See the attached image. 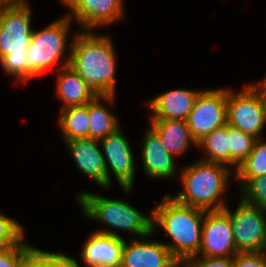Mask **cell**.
I'll return each mask as SVG.
<instances>
[{
  "label": "cell",
  "instance_id": "obj_32",
  "mask_svg": "<svg viewBox=\"0 0 266 267\" xmlns=\"http://www.w3.org/2000/svg\"><path fill=\"white\" fill-rule=\"evenodd\" d=\"M249 84L261 97V99L266 103V77L260 81V83H247Z\"/></svg>",
  "mask_w": 266,
  "mask_h": 267
},
{
  "label": "cell",
  "instance_id": "obj_18",
  "mask_svg": "<svg viewBox=\"0 0 266 267\" xmlns=\"http://www.w3.org/2000/svg\"><path fill=\"white\" fill-rule=\"evenodd\" d=\"M56 94L61 109L69 106L84 105L94 100L98 94L69 65L56 72Z\"/></svg>",
  "mask_w": 266,
  "mask_h": 267
},
{
  "label": "cell",
  "instance_id": "obj_14",
  "mask_svg": "<svg viewBox=\"0 0 266 267\" xmlns=\"http://www.w3.org/2000/svg\"><path fill=\"white\" fill-rule=\"evenodd\" d=\"M153 235L132 238L129 243L125 239L121 267H183L163 242L150 240Z\"/></svg>",
  "mask_w": 266,
  "mask_h": 267
},
{
  "label": "cell",
  "instance_id": "obj_4",
  "mask_svg": "<svg viewBox=\"0 0 266 267\" xmlns=\"http://www.w3.org/2000/svg\"><path fill=\"white\" fill-rule=\"evenodd\" d=\"M76 200L84 217L115 230L127 231L141 238L153 232L152 209L144 215L124 199H112L84 190L76 194Z\"/></svg>",
  "mask_w": 266,
  "mask_h": 267
},
{
  "label": "cell",
  "instance_id": "obj_26",
  "mask_svg": "<svg viewBox=\"0 0 266 267\" xmlns=\"http://www.w3.org/2000/svg\"><path fill=\"white\" fill-rule=\"evenodd\" d=\"M34 248L23 238L16 246L1 250L0 267H27Z\"/></svg>",
  "mask_w": 266,
  "mask_h": 267
},
{
  "label": "cell",
  "instance_id": "obj_13",
  "mask_svg": "<svg viewBox=\"0 0 266 267\" xmlns=\"http://www.w3.org/2000/svg\"><path fill=\"white\" fill-rule=\"evenodd\" d=\"M125 239L113 229L99 228L91 232L81 250L86 267H121Z\"/></svg>",
  "mask_w": 266,
  "mask_h": 267
},
{
  "label": "cell",
  "instance_id": "obj_3",
  "mask_svg": "<svg viewBox=\"0 0 266 267\" xmlns=\"http://www.w3.org/2000/svg\"><path fill=\"white\" fill-rule=\"evenodd\" d=\"M233 173L228 166L199 159L180 168L179 180L183 190L171 196L182 204L205 211L223 210L230 200L224 194L235 176Z\"/></svg>",
  "mask_w": 266,
  "mask_h": 267
},
{
  "label": "cell",
  "instance_id": "obj_6",
  "mask_svg": "<svg viewBox=\"0 0 266 267\" xmlns=\"http://www.w3.org/2000/svg\"><path fill=\"white\" fill-rule=\"evenodd\" d=\"M236 91L227 88V124L256 139L264 138L266 103L249 84Z\"/></svg>",
  "mask_w": 266,
  "mask_h": 267
},
{
  "label": "cell",
  "instance_id": "obj_29",
  "mask_svg": "<svg viewBox=\"0 0 266 267\" xmlns=\"http://www.w3.org/2000/svg\"><path fill=\"white\" fill-rule=\"evenodd\" d=\"M27 55H6L0 66L7 75L13 76L17 83L27 84Z\"/></svg>",
  "mask_w": 266,
  "mask_h": 267
},
{
  "label": "cell",
  "instance_id": "obj_2",
  "mask_svg": "<svg viewBox=\"0 0 266 267\" xmlns=\"http://www.w3.org/2000/svg\"><path fill=\"white\" fill-rule=\"evenodd\" d=\"M205 213L178 202L171 194H165L160 203L152 207L153 233L160 228L169 236L171 242L163 243L182 265L199 251Z\"/></svg>",
  "mask_w": 266,
  "mask_h": 267
},
{
  "label": "cell",
  "instance_id": "obj_17",
  "mask_svg": "<svg viewBox=\"0 0 266 267\" xmlns=\"http://www.w3.org/2000/svg\"><path fill=\"white\" fill-rule=\"evenodd\" d=\"M141 148L142 170L148 178L170 179L178 173L175 157L162 145L158 135L150 128L143 136ZM177 172V173H176Z\"/></svg>",
  "mask_w": 266,
  "mask_h": 267
},
{
  "label": "cell",
  "instance_id": "obj_22",
  "mask_svg": "<svg viewBox=\"0 0 266 267\" xmlns=\"http://www.w3.org/2000/svg\"><path fill=\"white\" fill-rule=\"evenodd\" d=\"M201 149V160L223 164L230 168L229 137L227 136V124L213 130L197 143V149Z\"/></svg>",
  "mask_w": 266,
  "mask_h": 267
},
{
  "label": "cell",
  "instance_id": "obj_28",
  "mask_svg": "<svg viewBox=\"0 0 266 267\" xmlns=\"http://www.w3.org/2000/svg\"><path fill=\"white\" fill-rule=\"evenodd\" d=\"M25 235L21 223L0 211V251L16 246Z\"/></svg>",
  "mask_w": 266,
  "mask_h": 267
},
{
  "label": "cell",
  "instance_id": "obj_8",
  "mask_svg": "<svg viewBox=\"0 0 266 267\" xmlns=\"http://www.w3.org/2000/svg\"><path fill=\"white\" fill-rule=\"evenodd\" d=\"M129 142L121 127L99 140L106 166L107 190L112 185L111 175L124 193L128 194L134 188L137 164Z\"/></svg>",
  "mask_w": 266,
  "mask_h": 267
},
{
  "label": "cell",
  "instance_id": "obj_20",
  "mask_svg": "<svg viewBox=\"0 0 266 267\" xmlns=\"http://www.w3.org/2000/svg\"><path fill=\"white\" fill-rule=\"evenodd\" d=\"M107 104L109 107L115 104V95H98L88 102L89 138L100 140L121 127L119 118Z\"/></svg>",
  "mask_w": 266,
  "mask_h": 267
},
{
  "label": "cell",
  "instance_id": "obj_15",
  "mask_svg": "<svg viewBox=\"0 0 266 267\" xmlns=\"http://www.w3.org/2000/svg\"><path fill=\"white\" fill-rule=\"evenodd\" d=\"M65 145L79 171L101 189H107L106 166L99 140L78 138L65 141Z\"/></svg>",
  "mask_w": 266,
  "mask_h": 267
},
{
  "label": "cell",
  "instance_id": "obj_7",
  "mask_svg": "<svg viewBox=\"0 0 266 267\" xmlns=\"http://www.w3.org/2000/svg\"><path fill=\"white\" fill-rule=\"evenodd\" d=\"M235 211L227 205L223 210L230 216L233 238L238 252H266V210L241 198Z\"/></svg>",
  "mask_w": 266,
  "mask_h": 267
},
{
  "label": "cell",
  "instance_id": "obj_33",
  "mask_svg": "<svg viewBox=\"0 0 266 267\" xmlns=\"http://www.w3.org/2000/svg\"><path fill=\"white\" fill-rule=\"evenodd\" d=\"M28 0H0V5L29 4Z\"/></svg>",
  "mask_w": 266,
  "mask_h": 267
},
{
  "label": "cell",
  "instance_id": "obj_19",
  "mask_svg": "<svg viewBox=\"0 0 266 267\" xmlns=\"http://www.w3.org/2000/svg\"><path fill=\"white\" fill-rule=\"evenodd\" d=\"M160 138L163 147L175 159L181 157L193 144V139L187 121L183 120H150L148 125Z\"/></svg>",
  "mask_w": 266,
  "mask_h": 267
},
{
  "label": "cell",
  "instance_id": "obj_25",
  "mask_svg": "<svg viewBox=\"0 0 266 267\" xmlns=\"http://www.w3.org/2000/svg\"><path fill=\"white\" fill-rule=\"evenodd\" d=\"M29 264L32 267H80L76 258L66 252H48L34 248Z\"/></svg>",
  "mask_w": 266,
  "mask_h": 267
},
{
  "label": "cell",
  "instance_id": "obj_5",
  "mask_svg": "<svg viewBox=\"0 0 266 267\" xmlns=\"http://www.w3.org/2000/svg\"><path fill=\"white\" fill-rule=\"evenodd\" d=\"M71 21L67 15H64L41 30L33 29L32 41L27 49V82L45 74L44 72L51 67H56L55 71H57L69 65L74 37L73 34L70 42L68 41Z\"/></svg>",
  "mask_w": 266,
  "mask_h": 267
},
{
  "label": "cell",
  "instance_id": "obj_9",
  "mask_svg": "<svg viewBox=\"0 0 266 267\" xmlns=\"http://www.w3.org/2000/svg\"><path fill=\"white\" fill-rule=\"evenodd\" d=\"M31 5H0V60L6 55H27L32 41Z\"/></svg>",
  "mask_w": 266,
  "mask_h": 267
},
{
  "label": "cell",
  "instance_id": "obj_10",
  "mask_svg": "<svg viewBox=\"0 0 266 267\" xmlns=\"http://www.w3.org/2000/svg\"><path fill=\"white\" fill-rule=\"evenodd\" d=\"M227 88L202 89L196 97L187 121L198 143L213 130L227 124Z\"/></svg>",
  "mask_w": 266,
  "mask_h": 267
},
{
  "label": "cell",
  "instance_id": "obj_24",
  "mask_svg": "<svg viewBox=\"0 0 266 267\" xmlns=\"http://www.w3.org/2000/svg\"><path fill=\"white\" fill-rule=\"evenodd\" d=\"M227 136L229 137L230 169L236 171L253 150L257 139L229 124H227Z\"/></svg>",
  "mask_w": 266,
  "mask_h": 267
},
{
  "label": "cell",
  "instance_id": "obj_21",
  "mask_svg": "<svg viewBox=\"0 0 266 267\" xmlns=\"http://www.w3.org/2000/svg\"><path fill=\"white\" fill-rule=\"evenodd\" d=\"M59 115L57 125L64 141L89 138L88 103L63 108Z\"/></svg>",
  "mask_w": 266,
  "mask_h": 267
},
{
  "label": "cell",
  "instance_id": "obj_31",
  "mask_svg": "<svg viewBox=\"0 0 266 267\" xmlns=\"http://www.w3.org/2000/svg\"><path fill=\"white\" fill-rule=\"evenodd\" d=\"M234 267H266V252H238Z\"/></svg>",
  "mask_w": 266,
  "mask_h": 267
},
{
  "label": "cell",
  "instance_id": "obj_16",
  "mask_svg": "<svg viewBox=\"0 0 266 267\" xmlns=\"http://www.w3.org/2000/svg\"><path fill=\"white\" fill-rule=\"evenodd\" d=\"M202 90H190L183 87L172 89L146 100L150 114L149 120L186 121L193 109L196 97Z\"/></svg>",
  "mask_w": 266,
  "mask_h": 267
},
{
  "label": "cell",
  "instance_id": "obj_30",
  "mask_svg": "<svg viewBox=\"0 0 266 267\" xmlns=\"http://www.w3.org/2000/svg\"><path fill=\"white\" fill-rule=\"evenodd\" d=\"M183 267H234V256H193L183 265Z\"/></svg>",
  "mask_w": 266,
  "mask_h": 267
},
{
  "label": "cell",
  "instance_id": "obj_11",
  "mask_svg": "<svg viewBox=\"0 0 266 267\" xmlns=\"http://www.w3.org/2000/svg\"><path fill=\"white\" fill-rule=\"evenodd\" d=\"M124 0H60L66 14L81 31H95L100 27H109L121 19H125ZM73 18V19H72ZM96 28V29H95Z\"/></svg>",
  "mask_w": 266,
  "mask_h": 267
},
{
  "label": "cell",
  "instance_id": "obj_27",
  "mask_svg": "<svg viewBox=\"0 0 266 267\" xmlns=\"http://www.w3.org/2000/svg\"><path fill=\"white\" fill-rule=\"evenodd\" d=\"M238 191L243 201L266 210V175L250 178Z\"/></svg>",
  "mask_w": 266,
  "mask_h": 267
},
{
  "label": "cell",
  "instance_id": "obj_1",
  "mask_svg": "<svg viewBox=\"0 0 266 267\" xmlns=\"http://www.w3.org/2000/svg\"><path fill=\"white\" fill-rule=\"evenodd\" d=\"M110 36L77 31L72 39L69 66L98 95L116 96L117 55Z\"/></svg>",
  "mask_w": 266,
  "mask_h": 267
},
{
  "label": "cell",
  "instance_id": "obj_12",
  "mask_svg": "<svg viewBox=\"0 0 266 267\" xmlns=\"http://www.w3.org/2000/svg\"><path fill=\"white\" fill-rule=\"evenodd\" d=\"M237 253L230 216L224 210L206 211L201 245L195 256L232 257Z\"/></svg>",
  "mask_w": 266,
  "mask_h": 267
},
{
  "label": "cell",
  "instance_id": "obj_23",
  "mask_svg": "<svg viewBox=\"0 0 266 267\" xmlns=\"http://www.w3.org/2000/svg\"><path fill=\"white\" fill-rule=\"evenodd\" d=\"M234 181L240 189L250 178L266 175V141L257 139L253 150L234 172Z\"/></svg>",
  "mask_w": 266,
  "mask_h": 267
}]
</instances>
